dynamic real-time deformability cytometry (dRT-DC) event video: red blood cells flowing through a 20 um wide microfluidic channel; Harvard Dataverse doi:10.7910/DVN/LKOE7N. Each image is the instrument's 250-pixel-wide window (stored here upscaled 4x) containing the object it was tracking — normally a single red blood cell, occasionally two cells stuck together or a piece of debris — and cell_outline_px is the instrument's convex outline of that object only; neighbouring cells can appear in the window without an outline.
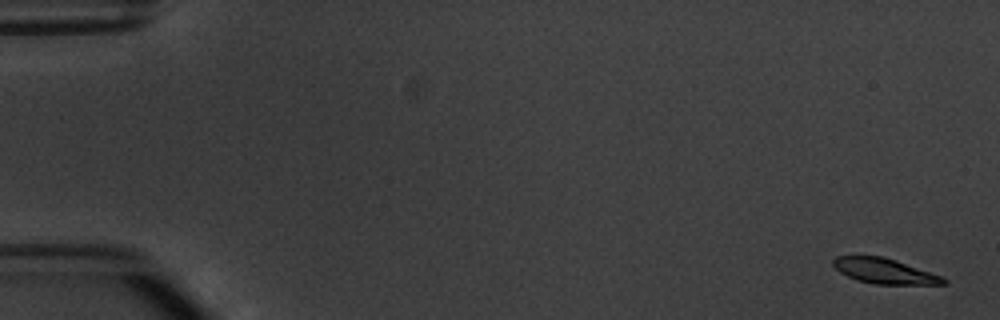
{"species": "common noctule bat (a hibernating species)", "species_latin": "Nyctalus noctula", "temperature_condition": "warm", "stored_images_in_passage": 7, "camera_frame_rate_fps": 3000, "um_per_image_px": 0.085, "animal": {"sex": "male", "body_mass_g": 20.1, "forearm_length_mm": 53.5}, "frame": {"image": 1, "passage_image": 1, "time_ms": 0.0, "image_size_px": [1000, 320], "cell_outline_px": [[948, 284], [876, 284], [856, 280], [840, 272], [832, 264], [832, 260], [836, 256], [880, 256], [896, 260], [940, 276], [948, 280]], "centroid_in_image_um": [75.15, 23.04], "position_along_channel_um": 9.8, "area_um2": 15.95}}